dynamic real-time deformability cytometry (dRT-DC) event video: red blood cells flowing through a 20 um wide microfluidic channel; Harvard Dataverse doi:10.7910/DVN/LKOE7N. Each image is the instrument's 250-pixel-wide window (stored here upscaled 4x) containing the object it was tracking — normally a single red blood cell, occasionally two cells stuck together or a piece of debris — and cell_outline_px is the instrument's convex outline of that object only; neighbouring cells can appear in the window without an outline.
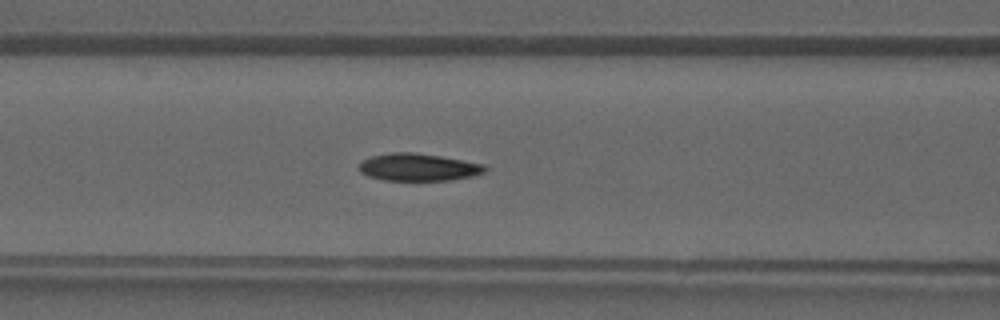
{"species": "common noctule bat (a hibernating species)", "species_latin": "Nyctalus noctula", "temperature_condition": "warm", "stored_images_in_passage": 18, "camera_frame_rate_fps": 3000, "um_per_image_px": 0.085, "animal": {"sex": "male", "forearm_length_mm": 52.5}, "frame": {"image": 1, "passage_image": 17, "time_ms": 5.333, "image_size_px": [1000, 320], "cell_outline_px": [[488, 168], [484, 172], [472, 176], [452, 180], [384, 180], [368, 176], [360, 172], [360, 160], [372, 156], [392, 152], [416, 152], [464, 160], [484, 164]], "centroid_in_image_um": [35.56, 14.2], "position_along_channel_um": 131.0, "area_um2": 20.17}}